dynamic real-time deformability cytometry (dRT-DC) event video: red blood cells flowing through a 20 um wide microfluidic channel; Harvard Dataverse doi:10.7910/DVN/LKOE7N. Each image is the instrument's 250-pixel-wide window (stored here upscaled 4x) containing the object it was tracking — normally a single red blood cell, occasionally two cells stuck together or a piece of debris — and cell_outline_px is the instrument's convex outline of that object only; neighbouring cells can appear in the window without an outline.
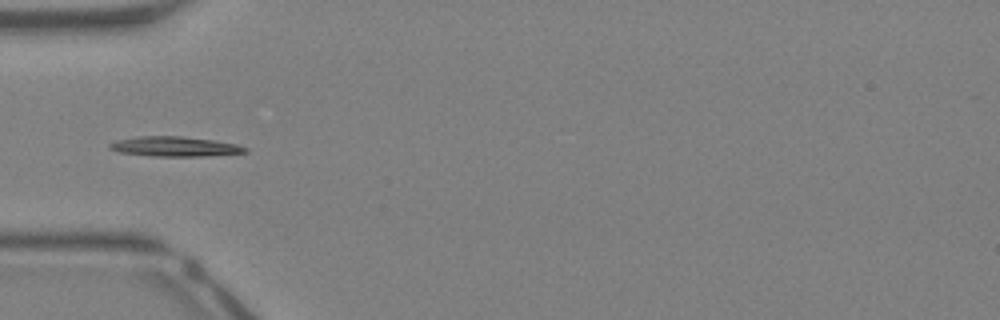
{"species": "Egyptian fruit bat (a non-hibernating species)", "species_latin": "Rousettus aegyptiacus", "temperature_condition": "warm", "stored_images_in_passage": 30, "camera_frame_rate_fps": 3000, "um_per_image_px": 0.085, "animal": {"sex": "female"}, "frame": {"image": 1, "passage_image": 1, "time_ms": 0.0, "image_size_px": [1000, 320], "cell_outline_px": [[248, 148], [244, 152], [196, 156], [160, 156], [120, 152], [112, 148], [112, 144], [120, 140], [144, 136], [176, 136], [212, 140], [232, 144]], "centroid_in_image_um": [14.88, 12.45], "position_along_channel_um": 70.1, "area_um2": 14.62}}
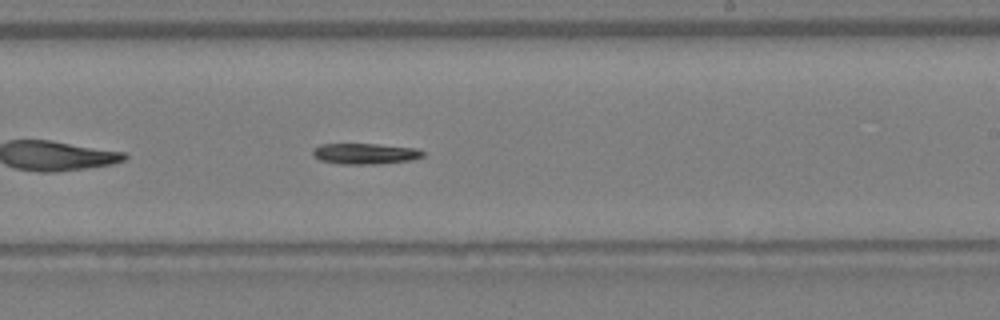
{"frame": {"image": 2, "passage_image": 13, "time_ms": 4.0, "image_size_px": [1000, 320], "cell_outline_px": [[424, 156], [408, 160], [356, 164], [352, 164], [320, 160], [312, 152], [320, 144], [376, 144], [412, 148], [424, 152]], "centroid_in_image_um": [31.01, 13.03], "position_along_channel_um": 258.0, "area_um2": 12.54}}
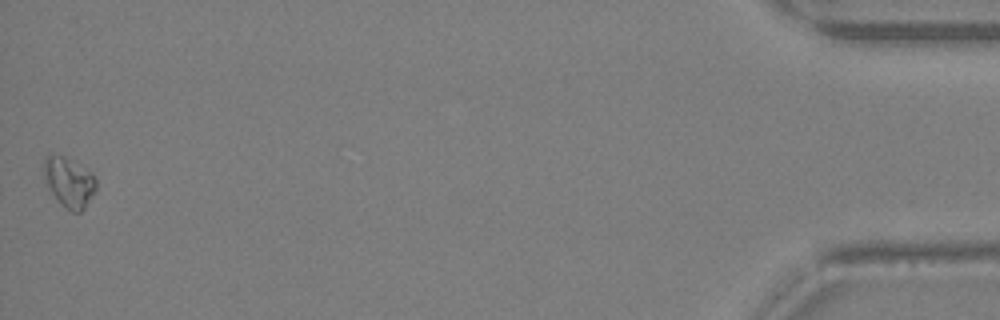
{"frame": {"image": 3, "passage_image": 30, "time_ms": 9.667, "image_size_px": [1000, 320], "cell_outline_px": [[96, 188], [80, 212], [72, 212], [52, 192], [48, 184], [44, 168], [48, 156], [60, 156], [92, 176], [96, 180]], "centroid_in_image_um": [5.88, 15.54], "position_along_channel_um": 429.3, "area_um2": 13.35}}